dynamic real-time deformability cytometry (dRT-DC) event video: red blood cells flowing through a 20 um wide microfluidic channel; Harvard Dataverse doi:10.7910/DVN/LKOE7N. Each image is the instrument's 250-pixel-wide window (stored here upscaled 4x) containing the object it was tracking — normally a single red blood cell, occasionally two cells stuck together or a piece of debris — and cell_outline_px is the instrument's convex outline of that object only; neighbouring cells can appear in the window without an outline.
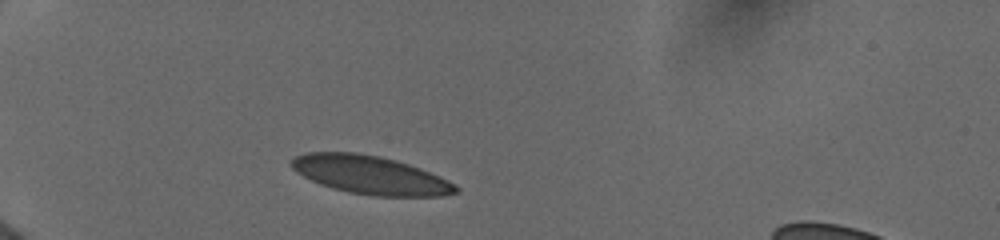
{"species": "human", "species_latin": "Homo sapiens", "temperature_condition": "cold", "stored_images_in_passage": 26, "camera_frame_rate_fps": 3000, "um_per_image_px": 0.085, "donor": {"sex": "female"}, "frame": {"image": 1, "passage_image": 1, "time_ms": 0.0, "image_size_px": [1000, 240], "cell_outline_px": [[460, 192], [444, 196], [372, 196], [348, 192], [332, 188], [320, 184], [296, 172], [292, 168], [292, 160], [296, 156], [308, 152], [356, 152], [380, 156], [396, 160], [420, 168], [440, 176], [456, 184], [460, 188]], "centroid_in_image_um": [31.53, 14.88], "position_along_channel_um": 53.5, "area_um2": 36.82}}
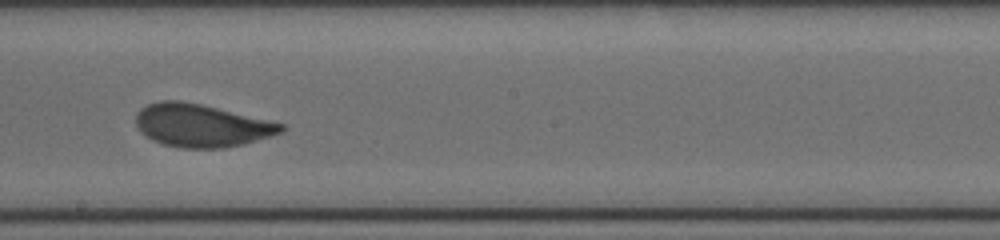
{"frame": {"image": 2, "passage_image": 14, "time_ms": 5.333, "image_size_px": [1000, 240], "cell_outline_px": [[284, 132], [244, 144], [224, 148], [180, 148], [164, 144], [152, 140], [140, 132], [136, 124], [136, 112], [140, 108], [148, 104], [160, 100], [180, 100], [200, 104], [284, 124]], "centroid_in_image_um": [17.08, 10.67], "position_along_channel_um": 231.1, "area_um2": 36.18}}
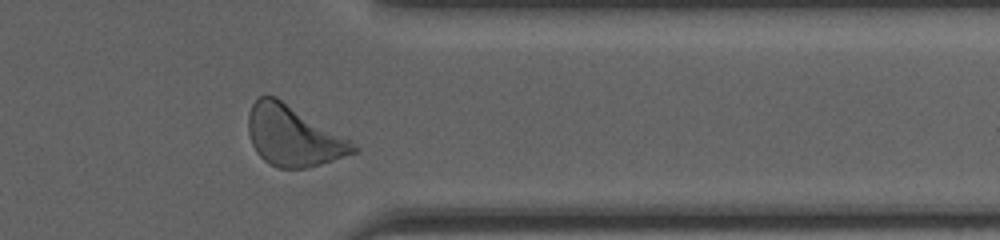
{"frame": {"image": 3, "passage_image": 24, "time_ms": 9.333, "image_size_px": [1000, 240], "cell_outline_px": [[360, 148], [356, 152], [308, 168], [280, 168], [264, 160], [256, 152], [252, 144], [248, 132], [248, 112], [252, 104], [260, 96], [276, 96], [352, 140]], "centroid_in_image_um": [24.93, 11.54], "position_along_channel_um": 386.5, "area_um2": 36.93}, "authors_computed_cell_mechanics": {"area_um2": 36.2984, "velocity_mm_per_s": 3.9357, "shape_relaxation_time_tau1_ms": 3.7711, "shape_relaxation_time_tau2_ms": null, "deformation_change_tau1": 0.1187, "deformation_change_tau2": null}}